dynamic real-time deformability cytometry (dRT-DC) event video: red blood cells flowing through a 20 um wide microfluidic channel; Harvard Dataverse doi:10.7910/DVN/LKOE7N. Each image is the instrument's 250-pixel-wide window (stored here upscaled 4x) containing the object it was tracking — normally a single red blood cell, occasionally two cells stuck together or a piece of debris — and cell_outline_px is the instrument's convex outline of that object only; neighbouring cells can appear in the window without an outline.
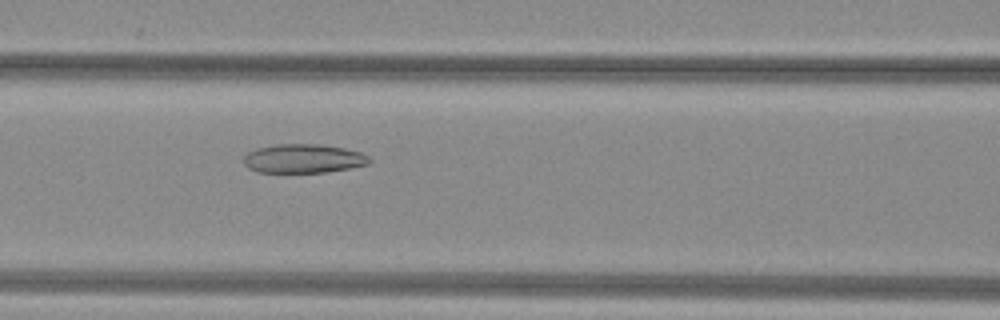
{"species": "common noctule bat (a hibernating species)", "species_latin": "Nyctalus noctula", "temperature_condition": "warm", "stored_images_in_passage": 53, "camera_frame_rate_fps": 3000, "um_per_image_px": 0.085, "animal": {"sex": "female", "body_mass_g": 29.2, "forearm_length_mm": 56.3}, "frame": {"image": 1, "passage_image": 24, "time_ms": 7.667, "image_size_px": [1000, 320], "cell_outline_px": [[372, 160], [368, 164], [352, 168], [324, 172], [256, 172], [248, 168], [244, 164], [244, 156], [248, 152], [256, 148], [276, 144], [316, 144], [344, 148], [360, 152], [368, 156]], "centroid_in_image_um": [25.78, 13.48], "position_along_channel_um": 140.8, "area_um2": 21.21}}
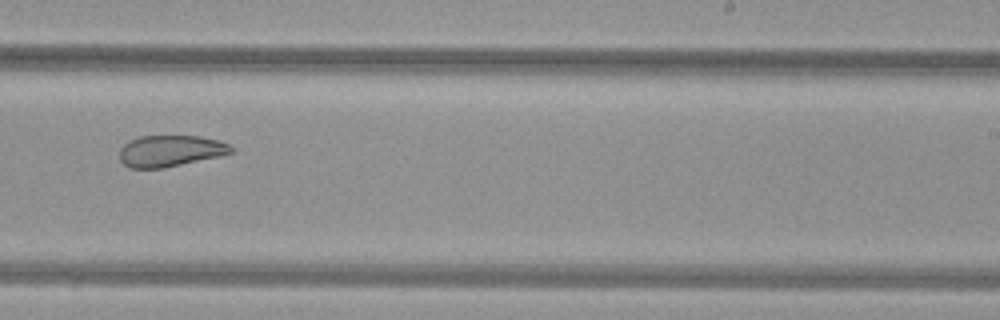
{"frame": {"image": 2, "passage_image": 34, "time_ms": 11.0, "image_size_px": [1000, 320], "cell_outline_px": [[232, 152], [220, 156], [164, 168], [128, 168], [120, 160], [120, 148], [124, 144], [140, 136], [200, 136], [216, 140], [228, 144], [232, 148]], "centroid_in_image_um": [14.45, 12.83], "position_along_channel_um": 274.5, "area_um2": 20.23}}
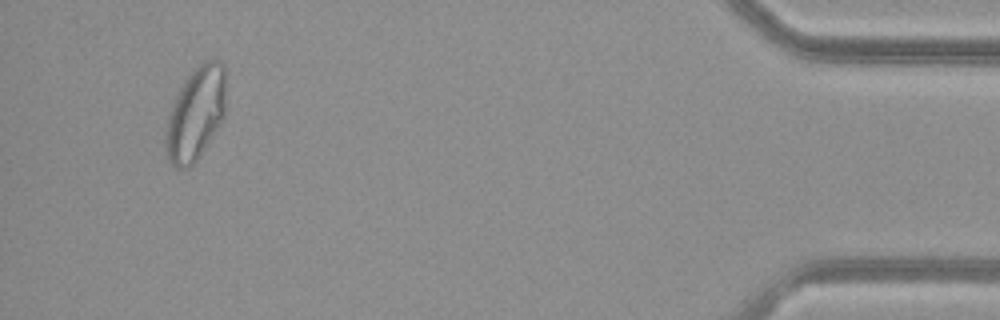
{"frame": {"image": 3, "passage_image": 50, "time_ms": 16.333, "image_size_px": [1000, 320], "cell_outline_px": [[228, 72], [224, 116], [196, 160], [188, 168], [176, 168], [168, 160], [164, 136], [164, 132], [168, 116], [176, 96], [184, 80], [204, 60], [220, 60], [224, 64]], "centroid_in_image_um": [16.66, 9.6], "position_along_channel_um": 418.5, "area_um2": 32.83}, "authors_computed_cell_mechanics": {"area_um2": 27.2816, "velocity_mm_per_s": 4.0279, "shape_relaxation_time_tau1_ms": null, "shape_relaxation_time_tau2_ms": 2.1981, "deformation_change_tau1": null, "deformation_change_tau2": 0.0823}}